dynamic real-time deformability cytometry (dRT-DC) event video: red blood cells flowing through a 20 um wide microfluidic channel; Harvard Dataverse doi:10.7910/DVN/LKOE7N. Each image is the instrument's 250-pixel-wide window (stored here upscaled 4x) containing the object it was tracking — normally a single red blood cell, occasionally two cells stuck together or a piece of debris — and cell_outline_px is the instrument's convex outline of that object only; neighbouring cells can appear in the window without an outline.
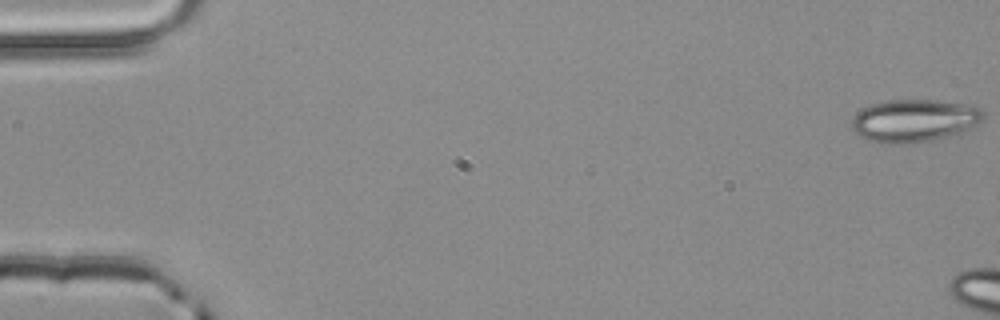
{"species": "common noctule bat (a hibernating species)", "species_latin": "Nyctalus noctula", "temperature_condition": "room temperature", "stored_images_in_passage": 6, "camera_frame_rate_fps": 3000, "um_per_image_px": 0.085, "animal": {"sex": "male", "body_mass_g": 20.4}, "frame": {"image": 1, "passage_image": 1, "time_ms": 0.0, "image_size_px": [1000, 320], "cell_outline_px": [[984, 120], [968, 132], [952, 136], [912, 144], [880, 144], [864, 140], [852, 128], [852, 116], [856, 112], [872, 104], [892, 100], [936, 100], [964, 104], [980, 108], [984, 112]], "centroid_in_image_um": [77.74, 10.29], "position_along_channel_um": 7.3, "area_um2": 33.47}}